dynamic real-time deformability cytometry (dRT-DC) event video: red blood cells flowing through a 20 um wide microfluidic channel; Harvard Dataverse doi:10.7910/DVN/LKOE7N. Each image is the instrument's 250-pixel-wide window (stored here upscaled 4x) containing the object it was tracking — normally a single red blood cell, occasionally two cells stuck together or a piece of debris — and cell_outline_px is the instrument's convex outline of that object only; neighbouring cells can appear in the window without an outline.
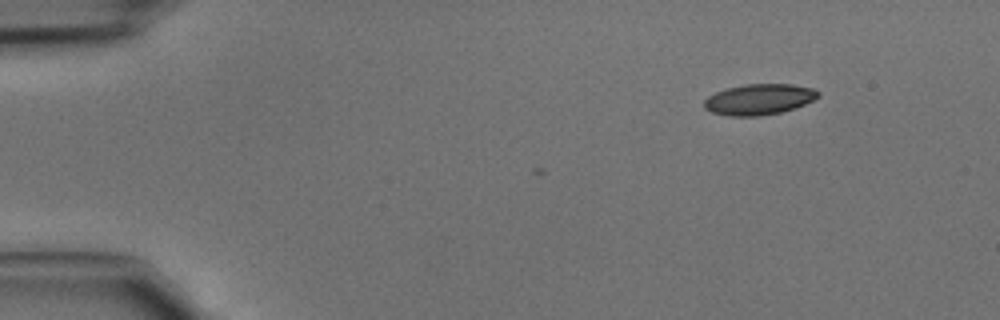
{"species": "common noctule bat (a hibernating species)", "species_latin": "Nyctalus noctula", "temperature_condition": "cold", "stored_images_in_passage": 4, "camera_frame_rate_fps": 3000, "um_per_image_px": 0.085, "animal": {"sex": "male", "body_mass_g": 15.6}, "frame": {"image": 1, "passage_image": 1, "time_ms": 0.0, "image_size_px": [1000, 320], "cell_outline_px": [[820, 96], [804, 104], [780, 112], [756, 116], [732, 116], [712, 112], [704, 108], [704, 100], [708, 96], [716, 92], [728, 88], [748, 84], [792, 84], [812, 88], [820, 92]], "centroid_in_image_um": [64.51, 8.44], "position_along_channel_um": 20.5, "area_um2": 20.17}}